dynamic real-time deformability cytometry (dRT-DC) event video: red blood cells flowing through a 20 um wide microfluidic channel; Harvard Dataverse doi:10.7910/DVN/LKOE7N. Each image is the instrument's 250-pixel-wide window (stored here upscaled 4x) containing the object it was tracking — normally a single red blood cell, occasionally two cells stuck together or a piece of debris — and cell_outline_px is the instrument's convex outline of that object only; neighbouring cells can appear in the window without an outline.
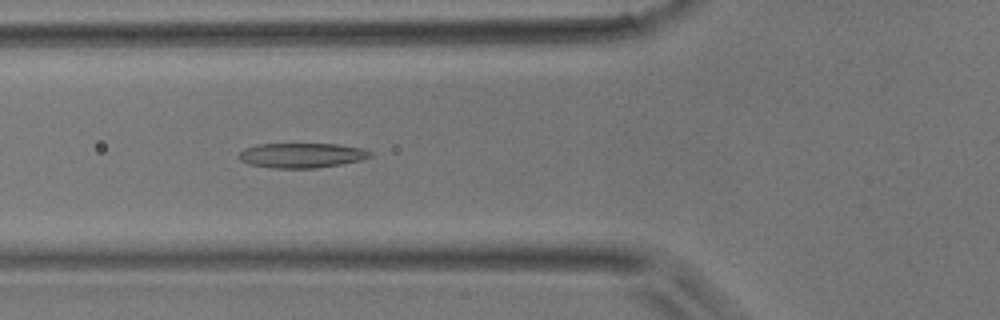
{"species": "common noctule bat (a hibernating species)", "species_latin": "Nyctalus noctula", "temperature_condition": "room temperature", "stored_images_in_passage": 37, "camera_frame_rate_fps": 3000, "um_per_image_px": 0.085, "animal": {"sex": "male", "body_mass_g": 17.9}, "frame": {"image": 1, "passage_image": 7, "time_ms": 2.0, "image_size_px": [1000, 320], "cell_outline_px": [[372, 156], [360, 160], [340, 164], [316, 168], [272, 168], [248, 164], [240, 160], [236, 156], [244, 148], [256, 144], [340, 144], [364, 148], [372, 152]], "centroid_in_image_um": [25.62, 13.2], "position_along_channel_um": 100.2, "area_um2": 19.19}}
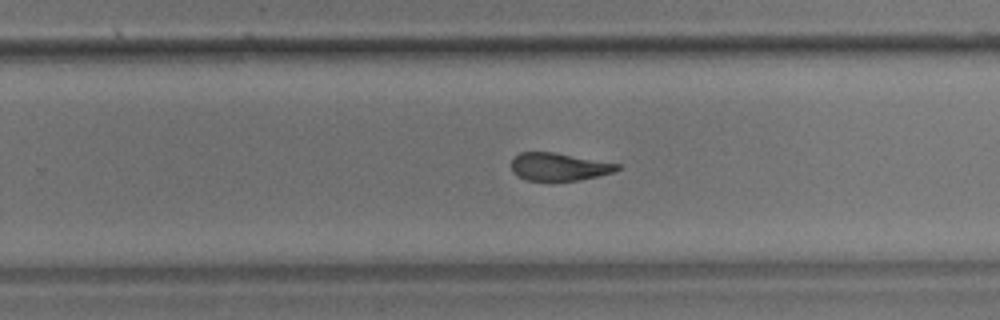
{"frame": {"image": 2, "passage_image": 20, "time_ms": 6.333, "image_size_px": [1000, 320], "cell_outline_px": [[620, 168], [612, 172], [596, 176], [576, 180], [528, 180], [516, 176], [512, 172], [512, 160], [520, 152], [552, 152], [620, 164]], "centroid_in_image_um": [47.47, 14.17], "position_along_channel_um": 282.3, "area_um2": 16.76}}
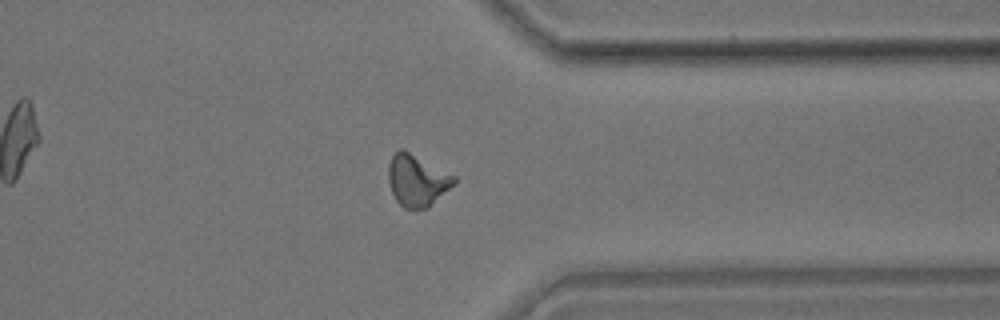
{"frame": {"image": 3, "passage_image": 27, "time_ms": 8.667, "image_size_px": [1000, 320], "cell_outline_px": [[456, 184], [428, 208], [404, 208], [396, 200], [392, 192], [388, 180], [388, 164], [392, 156], [400, 148], [404, 148], [456, 176]], "centroid_in_image_um": [35.47, 15.31], "position_along_channel_um": 375.9, "area_um2": 20.0}}